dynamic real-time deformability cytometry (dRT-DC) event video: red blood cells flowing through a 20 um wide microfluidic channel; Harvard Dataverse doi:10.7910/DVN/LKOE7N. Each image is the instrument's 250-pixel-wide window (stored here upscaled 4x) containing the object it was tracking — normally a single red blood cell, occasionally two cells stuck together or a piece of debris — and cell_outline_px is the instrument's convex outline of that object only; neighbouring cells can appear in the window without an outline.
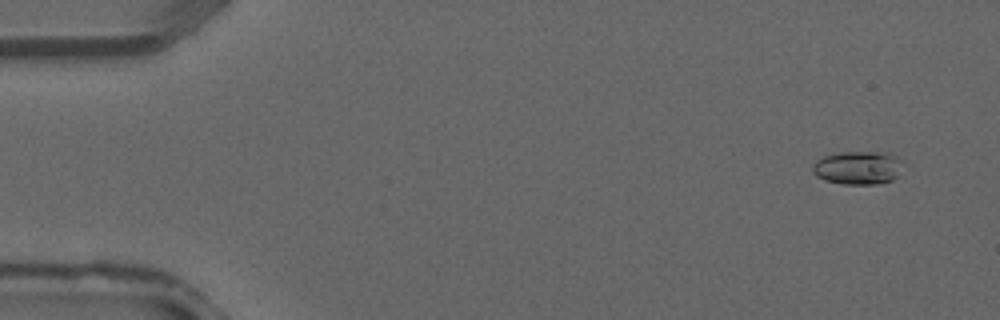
{"species": "common noctule bat (a hibernating species)", "species_latin": "Nyctalus noctula", "temperature_condition": "warm", "stored_images_in_passage": 39, "camera_frame_rate_fps": 3000, "um_per_image_px": 0.085, "animal": {"sex": "male", "forearm_length_mm": 52.5}, "frame": {"image": 1, "passage_image": 3, "time_ms": 0.667, "image_size_px": [1000, 320], "cell_outline_px": [[904, 160], [896, 176], [892, 180], [880, 184], [844, 184], [824, 180], [816, 176], [812, 172], [812, 168], [816, 160], [824, 156], [840, 152], [888, 152]], "centroid_in_image_um": [72.93, 14.25], "position_along_channel_um": 12.1, "area_um2": 17.69}}
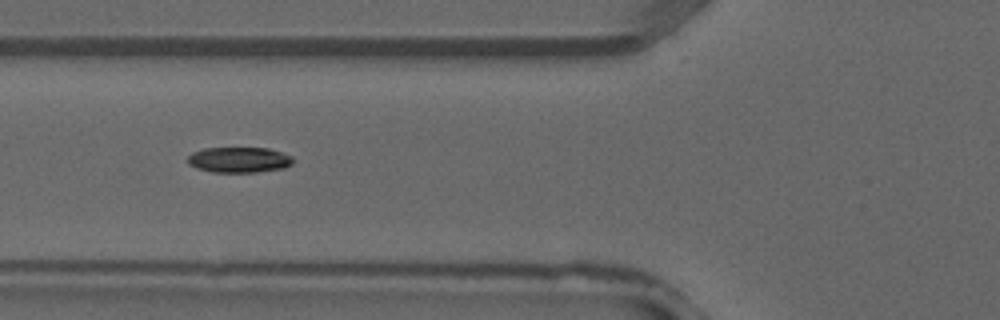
{"frame": {"image": 2, "passage_image": 15, "time_ms": 4.667, "image_size_px": [1000, 320], "cell_outline_px": [[292, 164], [284, 168], [256, 172], [212, 172], [196, 168], [188, 164], [188, 156], [192, 152], [204, 148], [268, 148], [292, 156]], "centroid_in_image_um": [20.3, 13.58], "position_along_channel_um": 105.5, "area_um2": 15.66}}
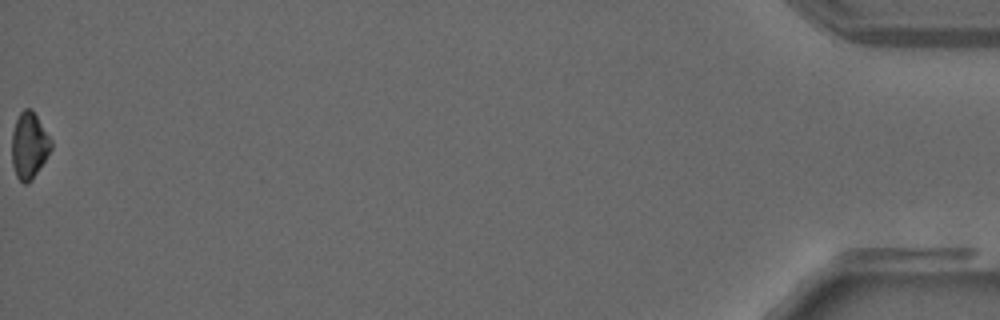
{"frame": {"image": 3, "passage_image": 39, "time_ms": 12.667, "image_size_px": [1000, 320], "cell_outline_px": [[52, 148], [32, 180], [24, 184], [16, 176], [12, 164], [12, 132], [16, 120], [20, 112], [24, 108], [32, 108], [52, 140]], "centroid_in_image_um": [2.48, 12.35], "position_along_channel_um": 432.7, "area_um2": 15.2}}